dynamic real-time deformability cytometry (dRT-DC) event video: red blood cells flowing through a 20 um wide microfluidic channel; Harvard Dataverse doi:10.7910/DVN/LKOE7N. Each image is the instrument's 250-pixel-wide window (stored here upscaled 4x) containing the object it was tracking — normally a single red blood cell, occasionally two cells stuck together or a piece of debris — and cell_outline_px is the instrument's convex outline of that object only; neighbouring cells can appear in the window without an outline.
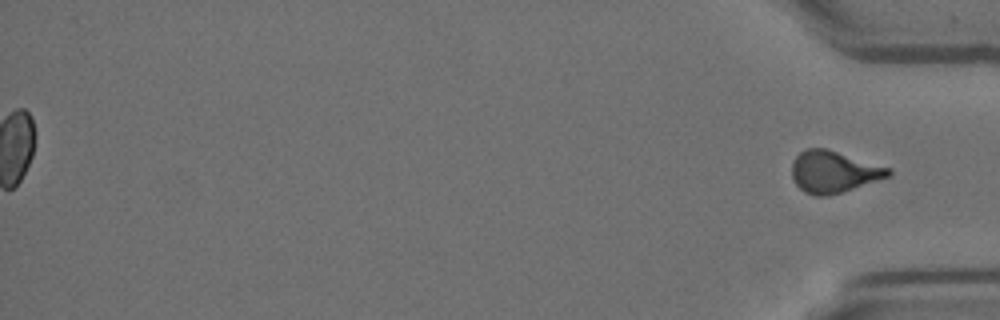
{"species": "Egyptian fruit bat (a non-hibernating species)", "species_latin": "Rousettus aegyptiacus", "temperature_condition": "room temperature", "stored_images_in_passage": 54, "segment_of_instrument_passage": [2, 2], "camera_frame_rate_fps": 3000, "um_per_image_px": 0.085, "animal": {"sex": "female"}, "frame": {"image": 1, "passage_image": 54, "time_ms": 17.667, "image_size_px": [1000, 320], "cell_outline_px": [[892, 172], [888, 176], [828, 196], [816, 196], [804, 192], [796, 184], [792, 176], [792, 164], [796, 156], [804, 148], [824, 148], [892, 168]], "centroid_in_image_um": [70.82, 14.59], "position_along_channel_um": 364.4, "area_um2": 23.12}}